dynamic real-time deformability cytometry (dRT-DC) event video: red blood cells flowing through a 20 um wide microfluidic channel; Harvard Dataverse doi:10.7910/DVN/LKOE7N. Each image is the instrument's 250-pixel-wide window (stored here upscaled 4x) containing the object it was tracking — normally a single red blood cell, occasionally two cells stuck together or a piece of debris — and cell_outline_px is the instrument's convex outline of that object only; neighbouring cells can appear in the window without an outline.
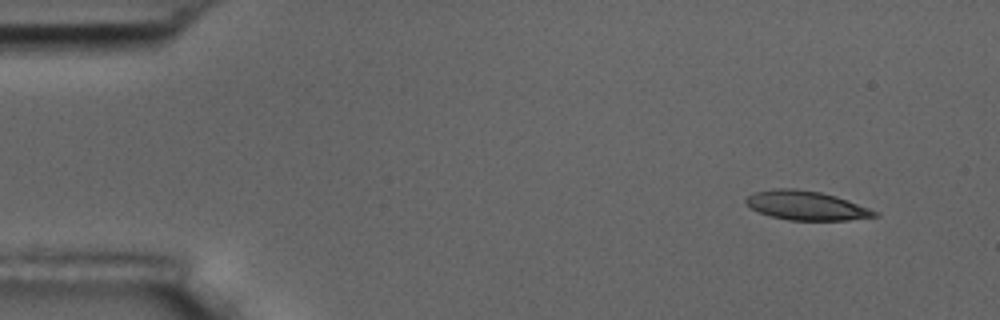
{"species": "common noctule bat (a hibernating species)", "species_latin": "Nyctalus noctula", "temperature_condition": "room temperature", "stored_images_in_passage": 8, "camera_frame_rate_fps": 3000, "um_per_image_px": 0.085, "animal": {"sex": "male", "body_mass_g": 17.5, "forearm_length_mm": 52.3}, "frame": {"image": 1, "passage_image": 1, "time_ms": 0.0, "image_size_px": [1000, 320], "cell_outline_px": [[880, 216], [848, 220], [788, 220], [772, 216], [760, 212], [744, 204], [744, 200], [748, 196], [756, 192], [776, 188], [796, 188], [820, 192], [836, 196], [848, 200], [880, 212]], "centroid_in_image_um": [68.56, 17.47], "position_along_channel_um": 16.4, "area_um2": 21.85}}
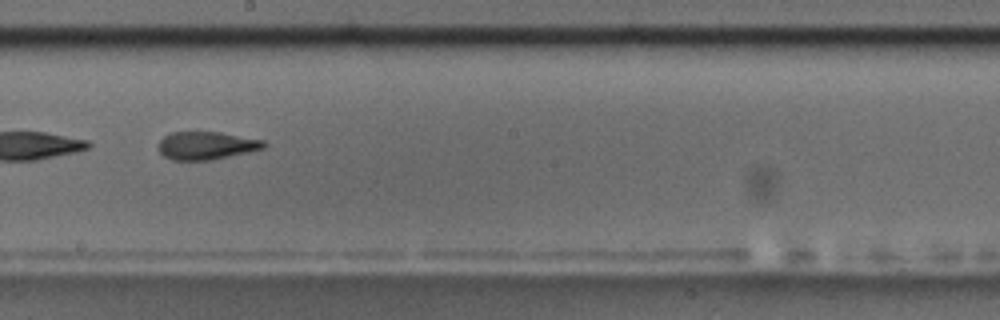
{"frame": {"image": 2, "passage_image": 6, "time_ms": 21.333, "image_size_px": [1000, 320], "cell_outline_px": [[268, 144], [264, 148], [248, 152], [212, 160], [172, 160], [164, 156], [156, 148], [156, 144], [164, 136], [172, 132], [220, 132], [264, 140]], "centroid_in_image_um": [17.52, 12.37], "position_along_channel_um": 230.7, "area_um2": 17.34}}